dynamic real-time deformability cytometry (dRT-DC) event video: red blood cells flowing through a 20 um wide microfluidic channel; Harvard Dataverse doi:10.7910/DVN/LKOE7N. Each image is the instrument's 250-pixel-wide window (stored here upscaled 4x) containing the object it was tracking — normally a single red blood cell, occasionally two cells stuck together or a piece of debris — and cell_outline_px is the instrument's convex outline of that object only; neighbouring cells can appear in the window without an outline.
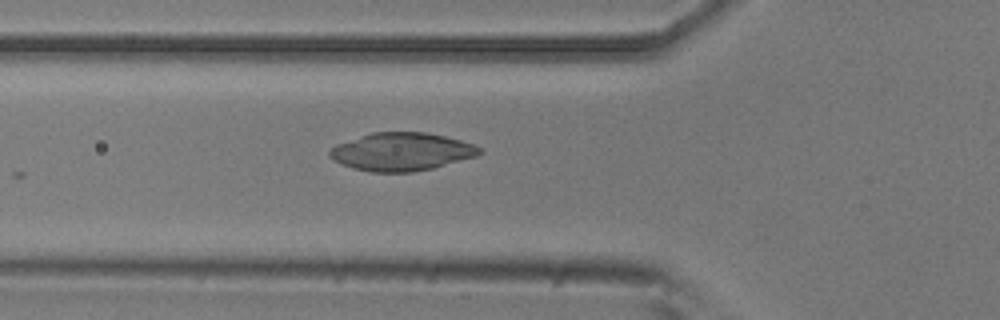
{"species": "common noctule bat (a hibernating species)", "species_latin": "Nyctalus noctula", "temperature_condition": "room temperature", "stored_images_in_passage": 9, "camera_frame_rate_fps": 3000, "um_per_image_px": 0.085, "animal": {"sex": "male", "body_mass_g": 20.5, "forearm_length_mm": 52.5}, "frame": {"image": 1, "passage_image": 4, "time_ms": 1.0, "image_size_px": [1000, 320], "cell_outline_px": [[484, 152], [476, 156], [432, 168], [412, 172], [372, 172], [352, 168], [340, 164], [332, 160], [328, 156], [328, 152], [336, 144], [372, 132], [424, 132], [444, 136], [476, 144]], "centroid_in_image_um": [34.11, 12.9], "position_along_channel_um": 91.7, "area_um2": 33.23}}
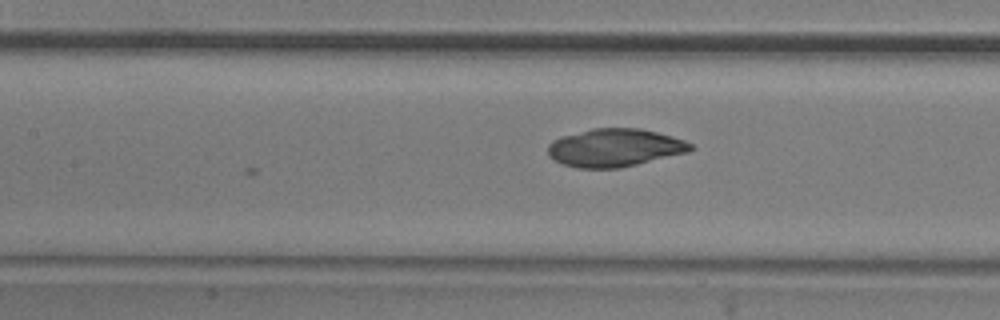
{"frame": {"image": 2, "passage_image": 9, "time_ms": 2.667, "image_size_px": [1000, 320], "cell_outline_px": [[696, 148], [688, 152], [620, 168], [576, 168], [564, 164], [548, 156], [548, 144], [552, 140], [560, 136], [592, 128], [640, 128], [672, 136], [684, 140], [692, 144]], "centroid_in_image_um": [52.24, 12.55], "position_along_channel_um": 155.2, "area_um2": 31.67}}